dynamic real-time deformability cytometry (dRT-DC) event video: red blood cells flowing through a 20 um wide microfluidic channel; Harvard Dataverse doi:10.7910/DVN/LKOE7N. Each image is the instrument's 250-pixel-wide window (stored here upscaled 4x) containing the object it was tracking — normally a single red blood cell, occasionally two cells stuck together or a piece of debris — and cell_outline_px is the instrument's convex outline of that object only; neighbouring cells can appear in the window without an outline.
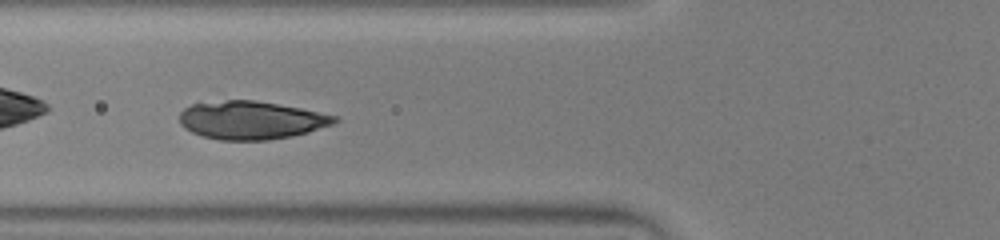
{"species": "human", "species_latin": "Homo sapiens", "temperature_condition": "warm", "stored_images_in_passage": 37, "camera_frame_rate_fps": 3000, "um_per_image_px": 0.085, "donor": {"sex": "male"}, "frame": {"image": 1, "passage_image": 5, "time_ms": 1.333, "image_size_px": [1000, 240], "cell_outline_px": [[340, 120], [332, 124], [308, 132], [292, 136], [268, 140], [220, 140], [200, 136], [184, 128], [180, 124], [180, 112], [184, 108], [192, 104], [228, 100], [256, 100], [300, 108], [340, 116]], "centroid_in_image_um": [21.35, 10.22], "position_along_channel_um": 104.4, "area_um2": 34.56}}
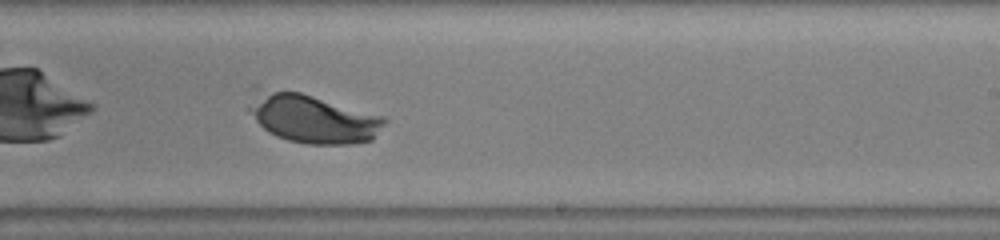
{"frame": {"image": 2, "passage_image": 17, "time_ms": 5.333, "image_size_px": [1000, 240], "cell_outline_px": [[388, 120], [372, 140], [352, 144], [308, 144], [288, 140], [276, 136], [268, 132], [256, 120], [248, 108], [264, 92], [300, 92], [384, 116]], "centroid_in_image_um": [26.73, 10.14], "position_along_channel_um": 262.3, "area_um2": 37.05}}
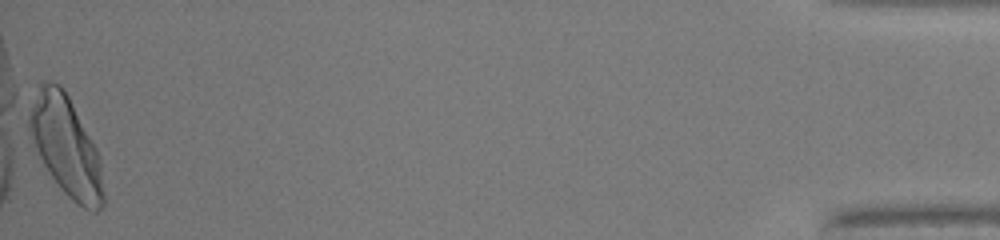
{"frame": {"image": 3, "passage_image": 37, "time_ms": 12.0, "image_size_px": [1000, 240], "cell_outline_px": [[104, 204], [96, 212], [92, 212], [76, 204], [60, 188], [28, 144], [28, 120], [40, 84], [44, 80], [48, 80], [60, 84], [68, 96], [96, 148], [100, 156], [104, 196]], "centroid_in_image_um": [5.58, 12.47], "position_along_channel_um": 429.6, "area_um2": 43.23}, "authors_computed_cell_mechanics": {"area_um2": 37.1654, "velocity_mm_per_s": 3.9676, "shape_relaxation_time_tau1_ms": 2.992, "shape_relaxation_time_tau2_ms": null, "deformation_change_tau1": 0.1498, "deformation_change_tau2": null}}